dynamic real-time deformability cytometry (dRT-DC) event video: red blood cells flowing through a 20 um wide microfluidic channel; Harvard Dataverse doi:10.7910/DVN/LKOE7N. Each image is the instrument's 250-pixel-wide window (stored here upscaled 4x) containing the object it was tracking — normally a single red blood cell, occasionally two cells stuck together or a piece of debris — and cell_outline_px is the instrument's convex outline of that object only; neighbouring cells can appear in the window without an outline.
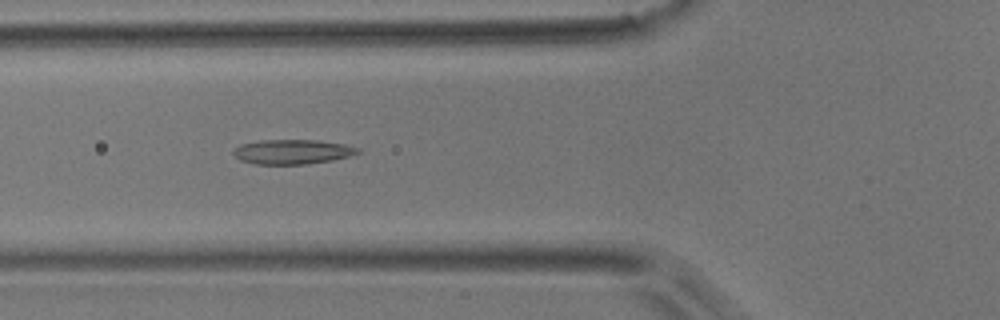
{"species": "common noctule bat (a hibernating species)", "species_latin": "Nyctalus noctula", "temperature_condition": "room temperature", "stored_images_in_passage": 54, "camera_frame_rate_fps": 3000, "um_per_image_px": 0.085, "animal": {"sex": "male", "body_mass_g": 17.9}, "frame": {"image": 1, "passage_image": 20, "time_ms": 6.333, "image_size_px": [1000, 320], "cell_outline_px": [[360, 152], [348, 156], [332, 160], [304, 164], [256, 164], [240, 160], [232, 152], [232, 148], [240, 144], [260, 140], [320, 140], [344, 144], [360, 148]], "centroid_in_image_um": [24.82, 12.89], "position_along_channel_um": 101.0, "area_um2": 17.86}}
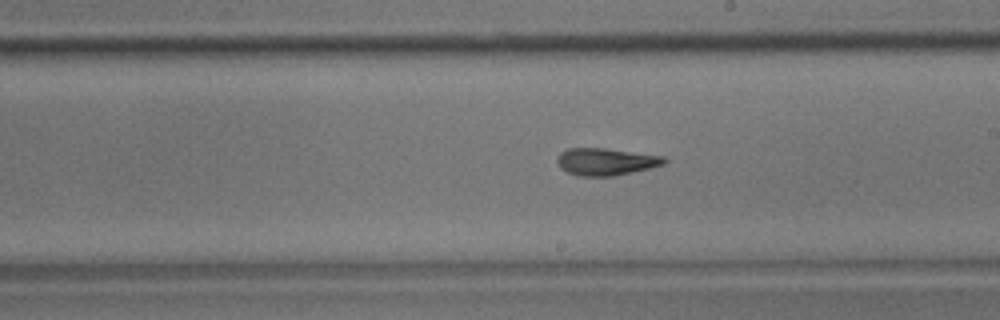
{"frame": {"image": 2, "passage_image": 31, "time_ms": 10.0, "image_size_px": [1000, 320], "cell_outline_px": [[668, 160], [664, 164], [632, 172], [612, 176], [576, 176], [560, 168], [556, 160], [560, 152], [568, 148], [604, 148], [664, 156]], "centroid_in_image_um": [51.47, 13.74], "position_along_channel_um": 237.5, "area_um2": 16.94}}
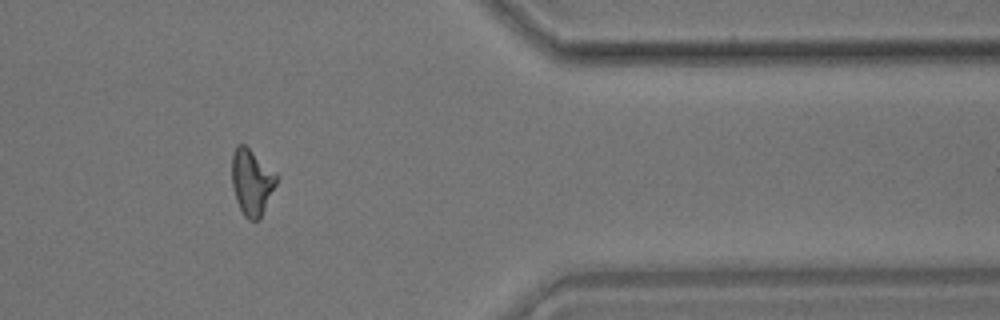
{"frame": {"image": 3, "passage_image": 45, "time_ms": 14.667, "image_size_px": [1000, 320], "cell_outline_px": [[276, 184], [260, 220], [248, 220], [244, 216], [236, 200], [232, 184], [232, 152], [236, 144], [244, 144], [276, 172]], "centroid_in_image_um": [21.38, 15.47], "position_along_channel_um": 390.0, "area_um2": 17.17}, "authors_computed_cell_mechanics": {"area_um2": 17.0799, "velocity_mm_per_s": 3.7184, "shape_relaxation_time_tau1_ms": null, "shape_relaxation_time_tau2_ms": 2.6786, "deformation_change_tau1": null, "deformation_change_tau2": 0.1154}}